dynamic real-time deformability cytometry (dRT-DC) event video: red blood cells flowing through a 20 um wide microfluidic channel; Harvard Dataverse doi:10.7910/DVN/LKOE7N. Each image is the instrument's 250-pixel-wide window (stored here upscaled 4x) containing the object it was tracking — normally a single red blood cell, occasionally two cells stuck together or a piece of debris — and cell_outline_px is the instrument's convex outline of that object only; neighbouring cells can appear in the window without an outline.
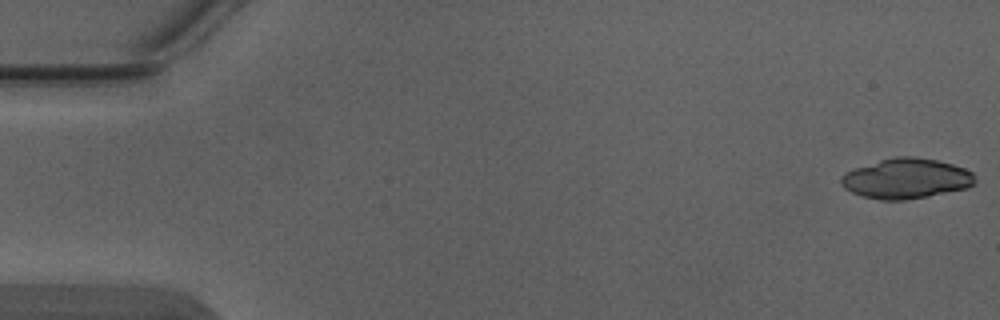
{"species": "Egyptian fruit bat (a non-hibernating species)", "species_latin": "Rousettus aegyptiacus", "temperature_condition": "warm", "stored_images_in_passage": 5, "camera_frame_rate_fps": 3000, "um_per_image_px": 0.085, "animal": {"sex": "male"}, "frame": {"image": 1, "passage_image": 1, "time_ms": 0.0, "image_size_px": [1000, 320], "cell_outline_px": [[976, 184], [968, 188], [928, 196], [904, 200], [880, 200], [860, 196], [844, 188], [840, 180], [840, 176], [844, 172], [880, 160], [896, 156], [916, 156], [936, 160], [952, 164], [964, 168], [972, 172], [976, 180]], "centroid_in_image_um": [77.03, 15.18], "position_along_channel_um": 8.0, "area_um2": 31.5}}